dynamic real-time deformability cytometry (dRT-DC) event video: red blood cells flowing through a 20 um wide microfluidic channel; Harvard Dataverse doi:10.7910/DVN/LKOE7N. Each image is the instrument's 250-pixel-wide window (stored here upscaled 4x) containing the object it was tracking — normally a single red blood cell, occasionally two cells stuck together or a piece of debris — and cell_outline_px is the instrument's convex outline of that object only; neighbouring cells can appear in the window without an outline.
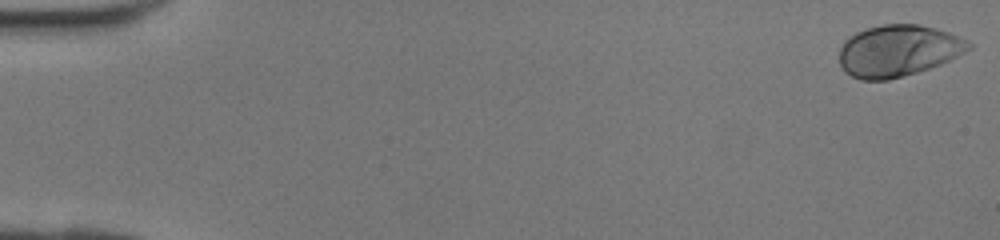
{"species": "human", "species_latin": "Homo sapiens", "temperature_condition": "room temperature", "stored_images_in_passage": 42, "camera_frame_rate_fps": 3000, "um_per_image_px": 0.085, "donor": {"sex": "female"}, "frame": {"image": 1, "passage_image": 1, "time_ms": 0.0, "image_size_px": [1000, 240], "cell_outline_px": [[972, 48], [940, 64], [916, 72], [888, 80], [860, 80], [844, 72], [840, 64], [840, 48], [844, 40], [848, 36], [856, 32], [880, 24], [920, 24], [936, 28], [948, 32], [968, 40], [972, 44]], "centroid_in_image_um": [76.32, 4.3], "position_along_channel_um": 8.7, "area_um2": 38.9}}
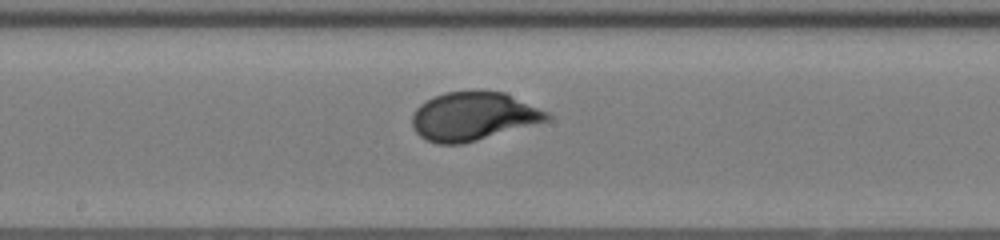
{"frame": {"image": 2, "passage_image": 23, "time_ms": 7.333, "image_size_px": [1000, 240], "cell_outline_px": [[552, 116], [548, 120], [476, 140], [460, 144], [436, 144], [420, 136], [416, 132], [412, 124], [412, 116], [416, 108], [420, 104], [444, 92], [504, 92], [548, 112]], "centroid_in_image_um": [40.2, 9.89], "position_along_channel_um": 208.0, "area_um2": 37.28}}
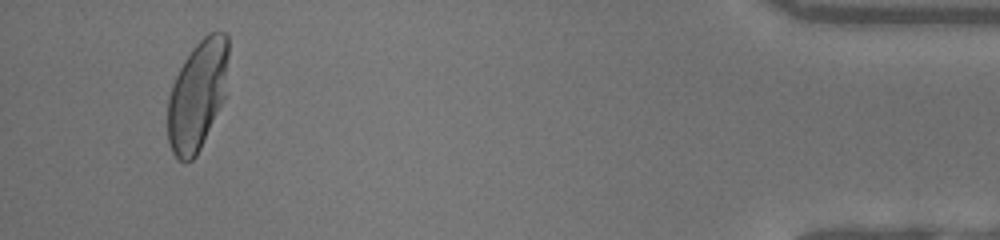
{"frame": {"image": 3, "passage_image": 40, "time_ms": 13.0, "image_size_px": [1000, 240], "cell_outline_px": [[228, 56], [224, 100], [196, 156], [192, 160], [184, 164], [176, 160], [172, 152], [168, 140], [168, 96], [172, 84], [184, 60], [192, 48], [208, 32], [228, 32]], "centroid_in_image_um": [16.77, 8.11], "position_along_channel_um": 418.4, "area_um2": 38.96}}